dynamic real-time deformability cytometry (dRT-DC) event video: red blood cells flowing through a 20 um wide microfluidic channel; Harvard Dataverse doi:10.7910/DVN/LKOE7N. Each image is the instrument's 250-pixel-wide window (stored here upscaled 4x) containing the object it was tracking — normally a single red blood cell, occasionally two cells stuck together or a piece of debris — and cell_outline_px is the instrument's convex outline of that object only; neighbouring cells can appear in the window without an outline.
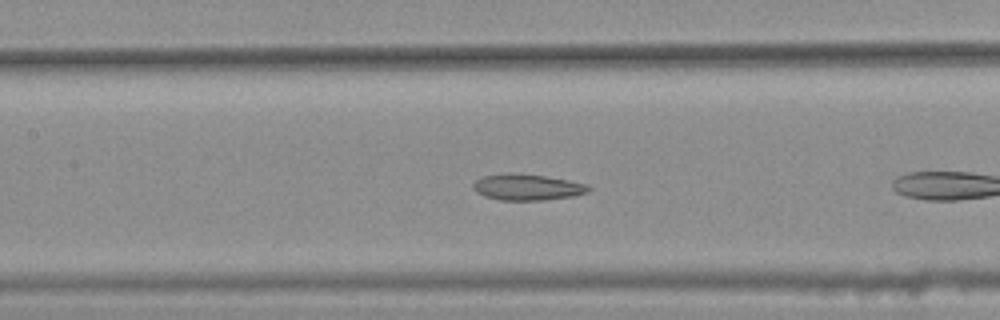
{"species": "common noctule bat (a hibernating species)", "species_latin": "Nyctalus noctula", "temperature_condition": "warm", "stored_images_in_passage": 30, "camera_frame_rate_fps": 3000, "um_per_image_px": 0.085, "animal": {"sex": "female", "body_mass_g": 25.1}, "frame": {"image": 1, "passage_image": 9, "time_ms": 2.667, "image_size_px": [1000, 320], "cell_outline_px": [[592, 188], [588, 192], [576, 196], [544, 200], [500, 200], [484, 196], [476, 192], [472, 188], [472, 184], [480, 176], [504, 172], [544, 176], [568, 180], [584, 184]], "centroid_in_image_um": [44.77, 15.91], "position_along_channel_um": 162.6, "area_um2": 17.74}}
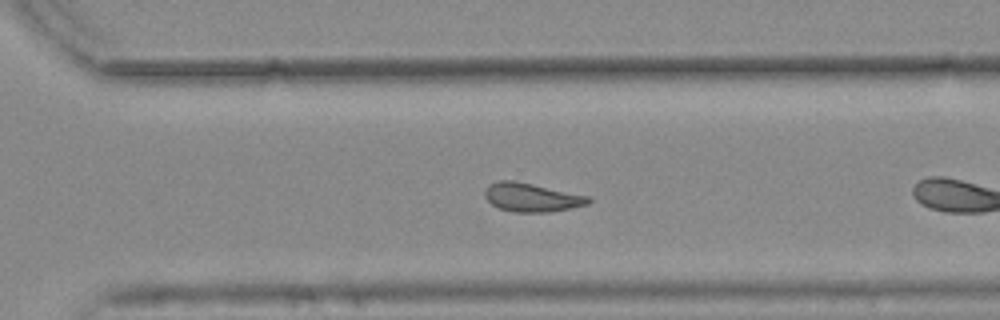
{"frame": {"image": 2, "passage_image": 22, "time_ms": 7.0, "image_size_px": [1000, 320], "cell_outline_px": [[592, 200], [588, 204], [572, 208], [552, 212], [512, 212], [500, 208], [492, 204], [484, 196], [484, 188], [488, 184], [500, 180], [516, 180], [592, 196]], "centroid_in_image_um": [45.22, 16.76], "position_along_channel_um": 325.4, "area_um2": 17.74}, "authors_computed_cell_mechanics": {"area_um2": 17.4267, "velocity_mm_per_s": 3.7581, "shape_relaxation_time_tau1_ms": 7.5138, "shape_relaxation_time_tau2_ms": 2.4197, "deformation_change_tau1": 0.1146, "deformation_change_tau2": 0.0882}}